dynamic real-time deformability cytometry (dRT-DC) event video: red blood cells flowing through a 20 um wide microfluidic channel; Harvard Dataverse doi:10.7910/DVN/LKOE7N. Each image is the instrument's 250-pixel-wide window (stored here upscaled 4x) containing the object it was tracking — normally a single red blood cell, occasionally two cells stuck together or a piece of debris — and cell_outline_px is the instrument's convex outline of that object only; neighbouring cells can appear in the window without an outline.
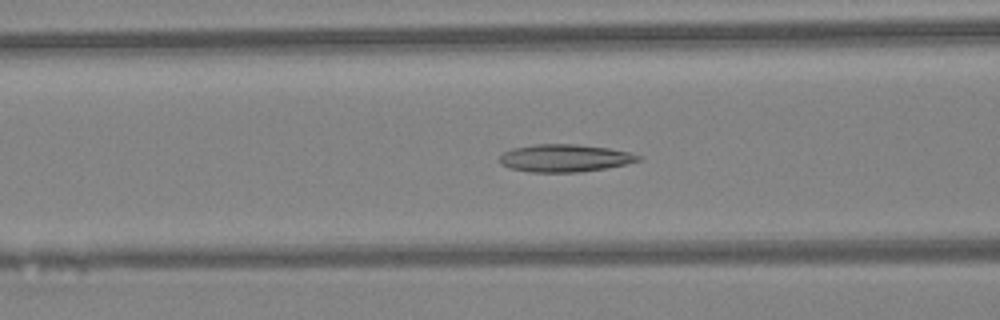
{"species": "Egyptian fruit bat (a non-hibernating species)", "species_latin": "Rousettus aegyptiacus", "temperature_condition": "warm", "stored_images_in_passage": 47, "camera_frame_rate_fps": 3000, "um_per_image_px": 0.085, "animal": {"sex": "female"}, "frame": {"image": 1, "passage_image": 19, "time_ms": 6.0, "image_size_px": [1000, 320], "cell_outline_px": [[644, 156], [640, 160], [624, 164], [604, 168], [580, 172], [528, 172], [512, 168], [500, 164], [500, 156], [504, 152], [512, 148], [536, 144], [576, 144], [608, 148], [632, 152]], "centroid_in_image_um": [48.02, 13.43], "position_along_channel_um": 118.6, "area_um2": 22.25}}
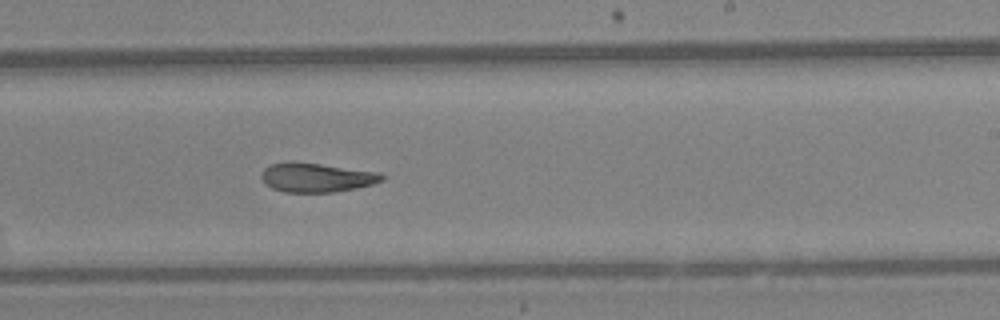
{"frame": {"image": 2, "passage_image": 29, "time_ms": 9.333, "image_size_px": [1000, 320], "cell_outline_px": [[388, 176], [384, 180], [372, 184], [356, 188], [332, 192], [284, 192], [272, 188], [260, 176], [264, 168], [272, 164], [288, 160], [292, 160], [380, 172]], "centroid_in_image_um": [26.93, 15.07], "position_along_channel_um": 262.1, "area_um2": 20.69}}
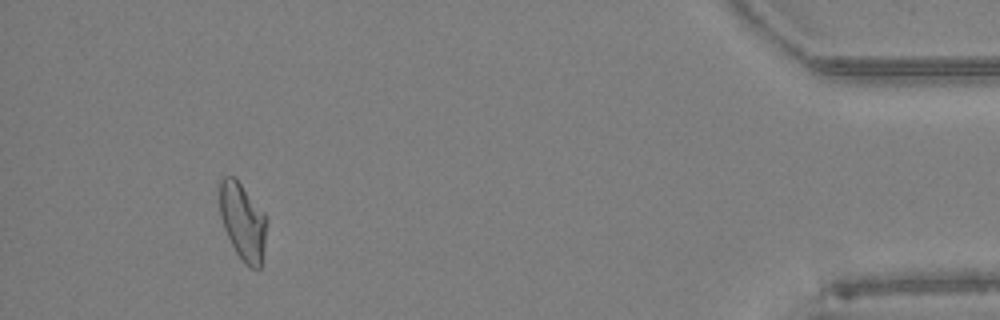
{"frame": {"image": 3, "passage_image": 44, "time_ms": 14.333, "image_size_px": [1000, 320], "cell_outline_px": [[268, 220], [264, 248], [260, 268], [248, 268], [244, 264], [236, 252], [224, 228], [220, 216], [220, 180], [224, 176], [232, 176], [240, 184], [264, 212]], "centroid_in_image_um": [20.65, 18.87], "position_along_channel_um": 414.5, "area_um2": 20.98}, "authors_computed_cell_mechanics": {"area_um2": 21.5016, "velocity_mm_per_s": 4.3334, "shape_relaxation_time_tau1_ms": null, "shape_relaxation_time_tau2_ms": 3.9259, "deformation_change_tau1": null, "deformation_change_tau2": 0.1216}}